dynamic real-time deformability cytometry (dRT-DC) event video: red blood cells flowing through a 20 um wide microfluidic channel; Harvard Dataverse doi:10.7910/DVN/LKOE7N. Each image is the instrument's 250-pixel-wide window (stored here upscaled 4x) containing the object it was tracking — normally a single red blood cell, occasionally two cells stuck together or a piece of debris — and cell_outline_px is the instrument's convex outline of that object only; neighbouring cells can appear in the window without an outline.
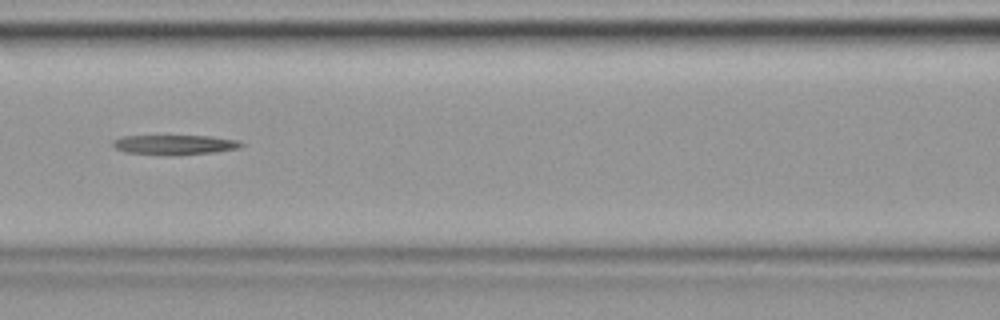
{"species": "common noctule bat (a hibernating species)", "species_latin": "Nyctalus noctula", "temperature_condition": "cold", "stored_images_in_passage": 44, "camera_frame_rate_fps": 3000, "um_per_image_px": 0.085, "animal": {"sex": "female", "body_mass_g": 19.9}, "frame": {"image": 1, "passage_image": 13, "time_ms": 4.0, "image_size_px": [1000, 320], "cell_outline_px": [[244, 144], [236, 148], [216, 152], [168, 156], [124, 152], [116, 148], [112, 144], [112, 140], [120, 136], [212, 136], [236, 140]], "centroid_in_image_um": [14.78, 12.31], "position_along_channel_um": 151.8, "area_um2": 14.85}}
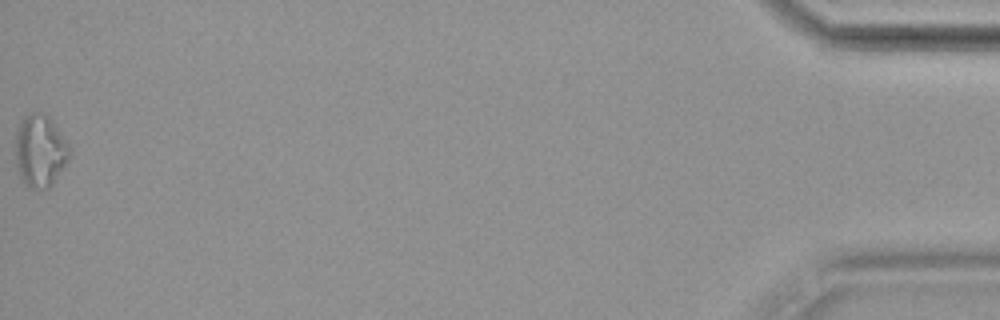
{"frame": {"image": 2, "passage_image": 44, "time_ms": 14.333, "image_size_px": [1000, 320], "cell_outline_px": [[72, 152], [68, 160], [52, 184], [48, 188], [32, 188], [24, 184], [20, 176], [16, 164], [16, 128], [20, 120], [32, 112], [40, 112], [48, 116], [52, 120], [68, 144]], "centroid_in_image_um": [3.4, 12.8], "position_along_channel_um": 431.8, "area_um2": 22.72}}